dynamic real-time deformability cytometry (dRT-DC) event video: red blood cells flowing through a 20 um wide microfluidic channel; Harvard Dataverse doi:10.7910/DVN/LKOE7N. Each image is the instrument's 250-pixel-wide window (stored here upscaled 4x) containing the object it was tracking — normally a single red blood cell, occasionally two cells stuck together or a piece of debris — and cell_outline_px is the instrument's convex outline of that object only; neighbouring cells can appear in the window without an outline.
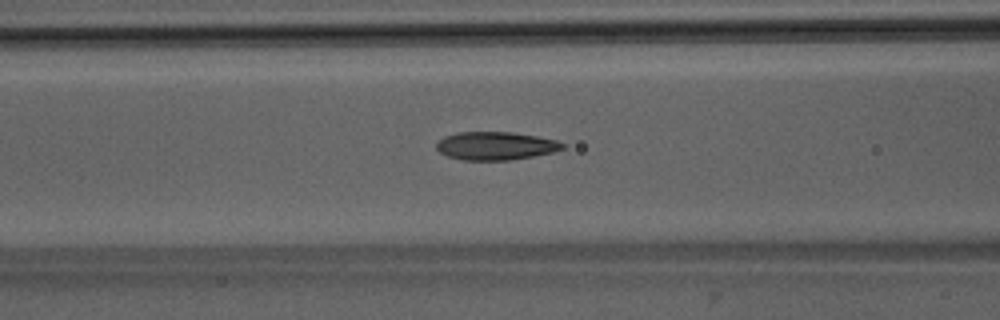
{"species": "Egyptian fruit bat (a non-hibernating species)", "species_latin": "Rousettus aegyptiacus", "temperature_condition": "room temperature", "stored_images_in_passage": 50, "segment_of_instrument_passage": [1, 2], "camera_frame_rate_fps": 3000, "um_per_image_px": 0.085, "animal": {"sex": "male"}, "frame": {"image": 1, "passage_image": 19, "time_ms": 6.0, "image_size_px": [1000, 320], "cell_outline_px": [[564, 148], [552, 152], [532, 156], [508, 160], [460, 160], [448, 156], [440, 152], [436, 148], [436, 144], [444, 136], [456, 132], [512, 132], [536, 136], [556, 140], [564, 144]], "centroid_in_image_um": [42.09, 12.39], "position_along_channel_um": 124.5, "area_um2": 20.58}}
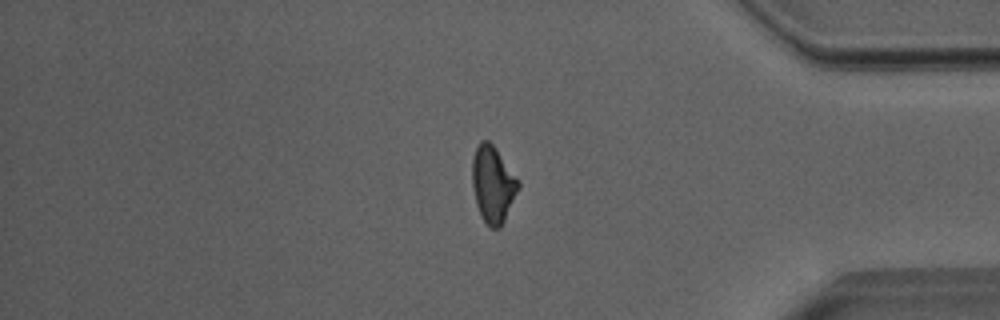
{"frame": {"image": 2, "passage_image": 41, "time_ms": 13.333, "image_size_px": [1000, 320], "cell_outline_px": [[520, 188], [500, 228], [492, 228], [480, 216], [476, 204], [472, 184], [472, 156], [480, 140], [488, 140], [496, 148], [520, 180]], "centroid_in_image_um": [41.9, 15.64], "position_along_channel_um": 393.3, "area_um2": 20.75}}
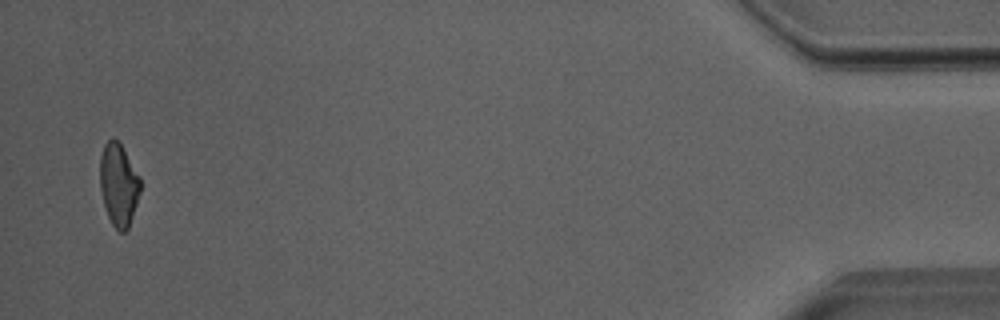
{"frame": {"image": 3, "passage_image": 48, "time_ms": 15.667, "image_size_px": [1000, 320], "cell_outline_px": [[140, 192], [128, 228], [124, 232], [120, 232], [112, 224], [108, 216], [104, 204], [100, 188], [100, 156], [104, 144], [112, 136], [120, 144], [140, 176]], "centroid_in_image_um": [10.07, 15.68], "position_along_channel_um": 425.1, "area_um2": 19.19}}